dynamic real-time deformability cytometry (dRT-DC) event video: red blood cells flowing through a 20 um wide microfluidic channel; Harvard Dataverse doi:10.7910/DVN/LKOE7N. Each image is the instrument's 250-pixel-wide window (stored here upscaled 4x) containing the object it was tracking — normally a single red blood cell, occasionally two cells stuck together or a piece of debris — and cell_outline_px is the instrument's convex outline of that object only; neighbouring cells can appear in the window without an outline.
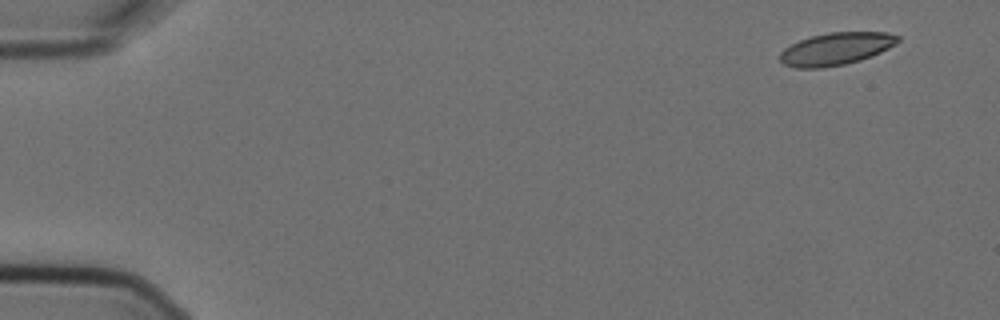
{"species": "Egyptian fruit bat (a non-hibernating species)", "species_latin": "Rousettus aegyptiacus", "temperature_condition": "cold", "stored_images_in_passage": 5, "camera_frame_rate_fps": 3000, "um_per_image_px": 0.085, "animal": {"sex": "female"}, "frame": {"image": 1, "passage_image": 1, "time_ms": 0.0, "image_size_px": [1000, 320], "cell_outline_px": [[900, 40], [896, 44], [880, 52], [860, 60], [844, 64], [820, 68], [796, 68], [784, 64], [780, 60], [780, 52], [784, 48], [800, 40], [812, 36], [828, 32], [888, 32], [900, 36]], "centroid_in_image_um": [71.07, 4.14], "position_along_channel_um": 13.9, "area_um2": 22.2}}
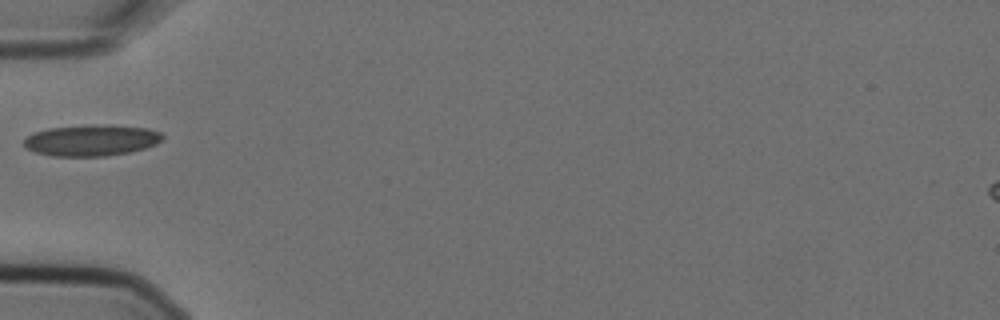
{"frame": {"image": 2, "passage_image": 5, "time_ms": 1.333, "image_size_px": [1000, 320], "cell_outline_px": [[164, 136], [156, 144], [144, 148], [128, 152], [104, 156], [52, 156], [36, 152], [28, 148], [24, 144], [24, 140], [28, 136], [36, 132], [48, 128], [88, 124], [112, 124], [148, 128], [160, 132]], "centroid_in_image_um": [7.79, 11.9], "position_along_channel_um": 77.2, "area_um2": 25.26}}